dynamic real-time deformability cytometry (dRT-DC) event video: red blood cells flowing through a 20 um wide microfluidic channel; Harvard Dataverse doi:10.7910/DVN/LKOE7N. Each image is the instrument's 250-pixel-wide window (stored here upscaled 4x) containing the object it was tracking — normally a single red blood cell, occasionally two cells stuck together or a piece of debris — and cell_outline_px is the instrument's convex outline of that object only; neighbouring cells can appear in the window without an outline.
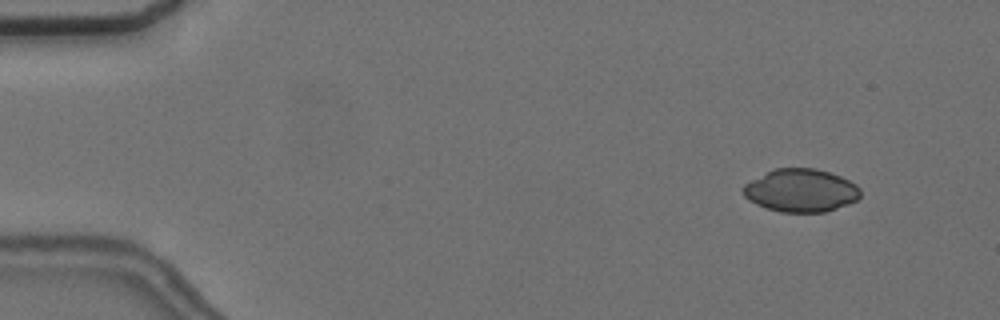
{"species": "common noctule bat (a hibernating species)", "species_latin": "Nyctalus noctula", "temperature_condition": "cold", "stored_images_in_passage": 57, "camera_frame_rate_fps": 3000, "um_per_image_px": 0.085, "animal": {"sex": "female", "body_mass_g": 24.6, "forearm_length_mm": 56.2}, "frame": {"image": 1, "passage_image": 6, "time_ms": 1.667, "image_size_px": [1000, 320], "cell_outline_px": [[860, 196], [856, 200], [848, 204], [824, 212], [780, 212], [756, 204], [748, 200], [744, 196], [740, 188], [744, 184], [776, 168], [816, 168], [840, 176], [856, 184], [860, 188]], "centroid_in_image_um": [68.06, 16.19], "position_along_channel_um": 16.9, "area_um2": 29.25}}
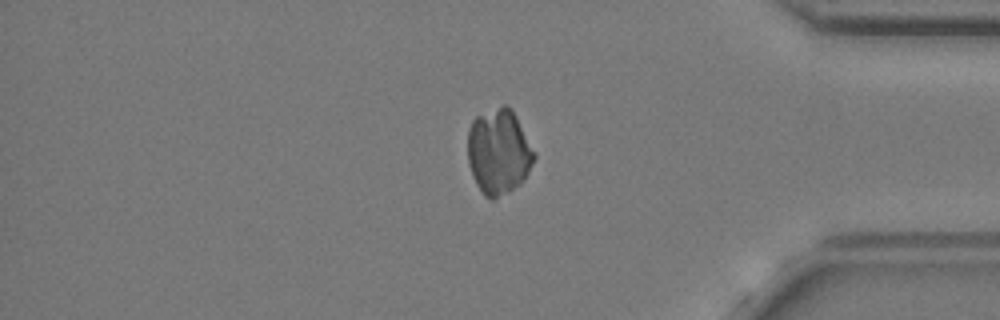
{"frame": {"image": 2, "passage_image": 48, "time_ms": 15.667, "image_size_px": [1000, 320], "cell_outline_px": [[536, 156], [524, 180], [520, 184], [508, 192], [492, 200], [484, 196], [476, 184], [472, 176], [468, 164], [468, 128], [472, 120], [476, 116], [504, 104], [508, 104], [516, 116], [536, 152]], "centroid_in_image_um": [42.39, 12.9], "position_along_channel_um": 392.8, "area_um2": 33.35}}
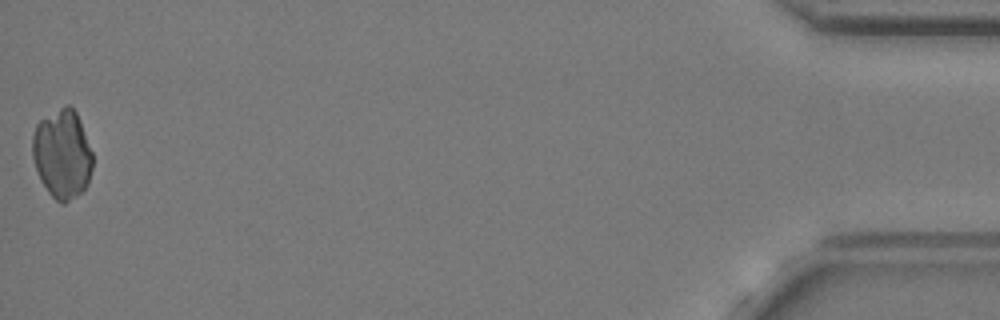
{"frame": {"image": 3, "passage_image": 57, "time_ms": 18.667, "image_size_px": [1000, 320], "cell_outline_px": [[92, 168], [88, 184], [76, 196], [64, 204], [60, 204], [48, 192], [40, 180], [32, 156], [32, 136], [36, 124], [40, 120], [64, 104], [68, 104], [76, 112], [80, 120], [92, 152]], "centroid_in_image_um": [5.28, 13.09], "position_along_channel_um": 429.9, "area_um2": 31.33}}